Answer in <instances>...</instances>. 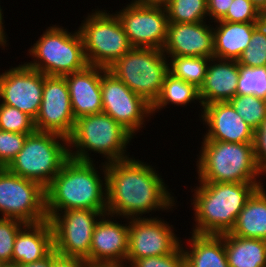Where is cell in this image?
I'll use <instances>...</instances> for the list:
<instances>
[{
  "label": "cell",
  "instance_id": "1",
  "mask_svg": "<svg viewBox=\"0 0 266 267\" xmlns=\"http://www.w3.org/2000/svg\"><path fill=\"white\" fill-rule=\"evenodd\" d=\"M154 169L134 156L106 163L107 214L125 220L151 216L157 210L172 211L178 201Z\"/></svg>",
  "mask_w": 266,
  "mask_h": 267
},
{
  "label": "cell",
  "instance_id": "2",
  "mask_svg": "<svg viewBox=\"0 0 266 267\" xmlns=\"http://www.w3.org/2000/svg\"><path fill=\"white\" fill-rule=\"evenodd\" d=\"M106 190L104 162L96 167L95 161L69 158L45 188L47 217L49 219L55 213L72 209H91L107 213Z\"/></svg>",
  "mask_w": 266,
  "mask_h": 267
},
{
  "label": "cell",
  "instance_id": "3",
  "mask_svg": "<svg viewBox=\"0 0 266 267\" xmlns=\"http://www.w3.org/2000/svg\"><path fill=\"white\" fill-rule=\"evenodd\" d=\"M191 197L194 211L190 233L222 235L233 229L247 200L263 183L200 182Z\"/></svg>",
  "mask_w": 266,
  "mask_h": 267
},
{
  "label": "cell",
  "instance_id": "4",
  "mask_svg": "<svg viewBox=\"0 0 266 267\" xmlns=\"http://www.w3.org/2000/svg\"><path fill=\"white\" fill-rule=\"evenodd\" d=\"M134 136L111 116L105 113L80 117L68 137L69 158L78 161H95L91 153L102 155L109 163L130 158L127 146ZM90 152V153H89Z\"/></svg>",
  "mask_w": 266,
  "mask_h": 267
},
{
  "label": "cell",
  "instance_id": "5",
  "mask_svg": "<svg viewBox=\"0 0 266 267\" xmlns=\"http://www.w3.org/2000/svg\"><path fill=\"white\" fill-rule=\"evenodd\" d=\"M197 155L200 182L262 183L253 143L202 140Z\"/></svg>",
  "mask_w": 266,
  "mask_h": 267
},
{
  "label": "cell",
  "instance_id": "6",
  "mask_svg": "<svg viewBox=\"0 0 266 267\" xmlns=\"http://www.w3.org/2000/svg\"><path fill=\"white\" fill-rule=\"evenodd\" d=\"M59 25L45 29L40 38L27 51L29 67L46 76H60L83 70L87 65L83 40L79 30L68 31Z\"/></svg>",
  "mask_w": 266,
  "mask_h": 267
},
{
  "label": "cell",
  "instance_id": "7",
  "mask_svg": "<svg viewBox=\"0 0 266 267\" xmlns=\"http://www.w3.org/2000/svg\"><path fill=\"white\" fill-rule=\"evenodd\" d=\"M68 159V138L35 131L26 137L23 148L6 168L46 188Z\"/></svg>",
  "mask_w": 266,
  "mask_h": 267
},
{
  "label": "cell",
  "instance_id": "8",
  "mask_svg": "<svg viewBox=\"0 0 266 267\" xmlns=\"http://www.w3.org/2000/svg\"><path fill=\"white\" fill-rule=\"evenodd\" d=\"M92 12L88 13L78 27L83 40L85 58L88 65L108 69L132 46L121 21L114 12L110 13L99 8Z\"/></svg>",
  "mask_w": 266,
  "mask_h": 267
},
{
  "label": "cell",
  "instance_id": "9",
  "mask_svg": "<svg viewBox=\"0 0 266 267\" xmlns=\"http://www.w3.org/2000/svg\"><path fill=\"white\" fill-rule=\"evenodd\" d=\"M107 70L152 105L169 73V61L162 49L132 47Z\"/></svg>",
  "mask_w": 266,
  "mask_h": 267
},
{
  "label": "cell",
  "instance_id": "10",
  "mask_svg": "<svg viewBox=\"0 0 266 267\" xmlns=\"http://www.w3.org/2000/svg\"><path fill=\"white\" fill-rule=\"evenodd\" d=\"M0 218L18 219L26 224L46 221L45 188L0 168Z\"/></svg>",
  "mask_w": 266,
  "mask_h": 267
},
{
  "label": "cell",
  "instance_id": "11",
  "mask_svg": "<svg viewBox=\"0 0 266 267\" xmlns=\"http://www.w3.org/2000/svg\"><path fill=\"white\" fill-rule=\"evenodd\" d=\"M107 213L91 209H72L55 213L48 220L53 231L54 250L78 257L90 265V246L94 228Z\"/></svg>",
  "mask_w": 266,
  "mask_h": 267
},
{
  "label": "cell",
  "instance_id": "12",
  "mask_svg": "<svg viewBox=\"0 0 266 267\" xmlns=\"http://www.w3.org/2000/svg\"><path fill=\"white\" fill-rule=\"evenodd\" d=\"M101 98L102 112L111 116L134 137L140 133L147 119L152 118L151 104L102 67Z\"/></svg>",
  "mask_w": 266,
  "mask_h": 267
},
{
  "label": "cell",
  "instance_id": "13",
  "mask_svg": "<svg viewBox=\"0 0 266 267\" xmlns=\"http://www.w3.org/2000/svg\"><path fill=\"white\" fill-rule=\"evenodd\" d=\"M132 47L162 49L167 36L165 6L131 2L115 11Z\"/></svg>",
  "mask_w": 266,
  "mask_h": 267
},
{
  "label": "cell",
  "instance_id": "14",
  "mask_svg": "<svg viewBox=\"0 0 266 267\" xmlns=\"http://www.w3.org/2000/svg\"><path fill=\"white\" fill-rule=\"evenodd\" d=\"M146 217L129 219L125 267L135 259L168 255L181 246L182 240L177 237L175 228L169 222L156 215Z\"/></svg>",
  "mask_w": 266,
  "mask_h": 267
},
{
  "label": "cell",
  "instance_id": "15",
  "mask_svg": "<svg viewBox=\"0 0 266 267\" xmlns=\"http://www.w3.org/2000/svg\"><path fill=\"white\" fill-rule=\"evenodd\" d=\"M44 74L22 63L0 73L2 104L37 117L43 94Z\"/></svg>",
  "mask_w": 266,
  "mask_h": 267
},
{
  "label": "cell",
  "instance_id": "16",
  "mask_svg": "<svg viewBox=\"0 0 266 267\" xmlns=\"http://www.w3.org/2000/svg\"><path fill=\"white\" fill-rule=\"evenodd\" d=\"M75 118L65 77L44 75L42 102L34 120L36 131L52 132L68 138Z\"/></svg>",
  "mask_w": 266,
  "mask_h": 267
},
{
  "label": "cell",
  "instance_id": "17",
  "mask_svg": "<svg viewBox=\"0 0 266 267\" xmlns=\"http://www.w3.org/2000/svg\"><path fill=\"white\" fill-rule=\"evenodd\" d=\"M116 218L118 217L104 214L97 222L90 246V265L125 267L128 253L129 219L125 220L128 223L122 224L119 220L117 222Z\"/></svg>",
  "mask_w": 266,
  "mask_h": 267
},
{
  "label": "cell",
  "instance_id": "18",
  "mask_svg": "<svg viewBox=\"0 0 266 267\" xmlns=\"http://www.w3.org/2000/svg\"><path fill=\"white\" fill-rule=\"evenodd\" d=\"M210 22L212 23H168L167 36L162 48L165 56L214 57L213 24Z\"/></svg>",
  "mask_w": 266,
  "mask_h": 267
},
{
  "label": "cell",
  "instance_id": "19",
  "mask_svg": "<svg viewBox=\"0 0 266 267\" xmlns=\"http://www.w3.org/2000/svg\"><path fill=\"white\" fill-rule=\"evenodd\" d=\"M199 120L208 130L203 140L231 143H253L255 130L249 126L228 102H214L202 107ZM201 114V115H200Z\"/></svg>",
  "mask_w": 266,
  "mask_h": 267
},
{
  "label": "cell",
  "instance_id": "20",
  "mask_svg": "<svg viewBox=\"0 0 266 267\" xmlns=\"http://www.w3.org/2000/svg\"><path fill=\"white\" fill-rule=\"evenodd\" d=\"M64 77L75 120L102 113L101 67L87 65L83 70Z\"/></svg>",
  "mask_w": 266,
  "mask_h": 267
},
{
  "label": "cell",
  "instance_id": "21",
  "mask_svg": "<svg viewBox=\"0 0 266 267\" xmlns=\"http://www.w3.org/2000/svg\"><path fill=\"white\" fill-rule=\"evenodd\" d=\"M239 75L238 61L210 58L204 83L199 89L201 108L210 103L232 99L237 92Z\"/></svg>",
  "mask_w": 266,
  "mask_h": 267
},
{
  "label": "cell",
  "instance_id": "22",
  "mask_svg": "<svg viewBox=\"0 0 266 267\" xmlns=\"http://www.w3.org/2000/svg\"><path fill=\"white\" fill-rule=\"evenodd\" d=\"M54 250L53 231L49 220L26 224L17 234L12 264L22 265L47 257Z\"/></svg>",
  "mask_w": 266,
  "mask_h": 267
},
{
  "label": "cell",
  "instance_id": "23",
  "mask_svg": "<svg viewBox=\"0 0 266 267\" xmlns=\"http://www.w3.org/2000/svg\"><path fill=\"white\" fill-rule=\"evenodd\" d=\"M213 26L214 57L238 60L251 41L259 23L215 21Z\"/></svg>",
  "mask_w": 266,
  "mask_h": 267
},
{
  "label": "cell",
  "instance_id": "24",
  "mask_svg": "<svg viewBox=\"0 0 266 267\" xmlns=\"http://www.w3.org/2000/svg\"><path fill=\"white\" fill-rule=\"evenodd\" d=\"M191 235L187 239L186 247L183 245L185 242H181L185 267H229L221 235Z\"/></svg>",
  "mask_w": 266,
  "mask_h": 267
},
{
  "label": "cell",
  "instance_id": "25",
  "mask_svg": "<svg viewBox=\"0 0 266 267\" xmlns=\"http://www.w3.org/2000/svg\"><path fill=\"white\" fill-rule=\"evenodd\" d=\"M266 188L259 187L240 211L230 234L266 241Z\"/></svg>",
  "mask_w": 266,
  "mask_h": 267
},
{
  "label": "cell",
  "instance_id": "26",
  "mask_svg": "<svg viewBox=\"0 0 266 267\" xmlns=\"http://www.w3.org/2000/svg\"><path fill=\"white\" fill-rule=\"evenodd\" d=\"M229 267H266V241L243 238L230 233L221 235Z\"/></svg>",
  "mask_w": 266,
  "mask_h": 267
},
{
  "label": "cell",
  "instance_id": "27",
  "mask_svg": "<svg viewBox=\"0 0 266 267\" xmlns=\"http://www.w3.org/2000/svg\"><path fill=\"white\" fill-rule=\"evenodd\" d=\"M197 101L201 106L199 89L193 84L187 83L182 79L174 77L171 73H168L165 76L159 97L151 105V113L152 116H155V113L160 112L163 108H168L169 104L186 107L189 103L192 104Z\"/></svg>",
  "mask_w": 266,
  "mask_h": 267
},
{
  "label": "cell",
  "instance_id": "28",
  "mask_svg": "<svg viewBox=\"0 0 266 267\" xmlns=\"http://www.w3.org/2000/svg\"><path fill=\"white\" fill-rule=\"evenodd\" d=\"M169 73L174 77L193 84L197 89L203 85L210 58L207 57H167Z\"/></svg>",
  "mask_w": 266,
  "mask_h": 267
},
{
  "label": "cell",
  "instance_id": "29",
  "mask_svg": "<svg viewBox=\"0 0 266 267\" xmlns=\"http://www.w3.org/2000/svg\"><path fill=\"white\" fill-rule=\"evenodd\" d=\"M164 6L169 23H197L208 20L207 0H168Z\"/></svg>",
  "mask_w": 266,
  "mask_h": 267
},
{
  "label": "cell",
  "instance_id": "30",
  "mask_svg": "<svg viewBox=\"0 0 266 267\" xmlns=\"http://www.w3.org/2000/svg\"><path fill=\"white\" fill-rule=\"evenodd\" d=\"M242 119L256 130L266 118V99L255 95H235L228 101Z\"/></svg>",
  "mask_w": 266,
  "mask_h": 267
},
{
  "label": "cell",
  "instance_id": "31",
  "mask_svg": "<svg viewBox=\"0 0 266 267\" xmlns=\"http://www.w3.org/2000/svg\"><path fill=\"white\" fill-rule=\"evenodd\" d=\"M237 95H255L266 99V66L247 68L240 66Z\"/></svg>",
  "mask_w": 266,
  "mask_h": 267
},
{
  "label": "cell",
  "instance_id": "32",
  "mask_svg": "<svg viewBox=\"0 0 266 267\" xmlns=\"http://www.w3.org/2000/svg\"><path fill=\"white\" fill-rule=\"evenodd\" d=\"M0 130L21 134H32L36 131L34 119L17 108L0 102Z\"/></svg>",
  "mask_w": 266,
  "mask_h": 267
},
{
  "label": "cell",
  "instance_id": "33",
  "mask_svg": "<svg viewBox=\"0 0 266 267\" xmlns=\"http://www.w3.org/2000/svg\"><path fill=\"white\" fill-rule=\"evenodd\" d=\"M237 61L247 68L266 66V31L260 25L253 31L249 45Z\"/></svg>",
  "mask_w": 266,
  "mask_h": 267
},
{
  "label": "cell",
  "instance_id": "34",
  "mask_svg": "<svg viewBox=\"0 0 266 267\" xmlns=\"http://www.w3.org/2000/svg\"><path fill=\"white\" fill-rule=\"evenodd\" d=\"M26 223L13 218H0V261L12 264L14 241Z\"/></svg>",
  "mask_w": 266,
  "mask_h": 267
},
{
  "label": "cell",
  "instance_id": "35",
  "mask_svg": "<svg viewBox=\"0 0 266 267\" xmlns=\"http://www.w3.org/2000/svg\"><path fill=\"white\" fill-rule=\"evenodd\" d=\"M29 134L0 130V168H6L23 148Z\"/></svg>",
  "mask_w": 266,
  "mask_h": 267
},
{
  "label": "cell",
  "instance_id": "36",
  "mask_svg": "<svg viewBox=\"0 0 266 267\" xmlns=\"http://www.w3.org/2000/svg\"><path fill=\"white\" fill-rule=\"evenodd\" d=\"M260 10L251 0H233L221 21L259 23Z\"/></svg>",
  "mask_w": 266,
  "mask_h": 267
},
{
  "label": "cell",
  "instance_id": "37",
  "mask_svg": "<svg viewBox=\"0 0 266 267\" xmlns=\"http://www.w3.org/2000/svg\"><path fill=\"white\" fill-rule=\"evenodd\" d=\"M127 267H185V256L180 246L168 255L135 259Z\"/></svg>",
  "mask_w": 266,
  "mask_h": 267
},
{
  "label": "cell",
  "instance_id": "38",
  "mask_svg": "<svg viewBox=\"0 0 266 267\" xmlns=\"http://www.w3.org/2000/svg\"><path fill=\"white\" fill-rule=\"evenodd\" d=\"M254 152L257 166L265 177L266 175V118L255 130Z\"/></svg>",
  "mask_w": 266,
  "mask_h": 267
},
{
  "label": "cell",
  "instance_id": "39",
  "mask_svg": "<svg viewBox=\"0 0 266 267\" xmlns=\"http://www.w3.org/2000/svg\"><path fill=\"white\" fill-rule=\"evenodd\" d=\"M232 2L233 0H207L209 21L212 20L213 23L221 20L226 15Z\"/></svg>",
  "mask_w": 266,
  "mask_h": 267
},
{
  "label": "cell",
  "instance_id": "40",
  "mask_svg": "<svg viewBox=\"0 0 266 267\" xmlns=\"http://www.w3.org/2000/svg\"><path fill=\"white\" fill-rule=\"evenodd\" d=\"M52 267H89V264L82 258L64 256L53 250Z\"/></svg>",
  "mask_w": 266,
  "mask_h": 267
},
{
  "label": "cell",
  "instance_id": "41",
  "mask_svg": "<svg viewBox=\"0 0 266 267\" xmlns=\"http://www.w3.org/2000/svg\"><path fill=\"white\" fill-rule=\"evenodd\" d=\"M21 267H52V252L42 260L25 263L20 265Z\"/></svg>",
  "mask_w": 266,
  "mask_h": 267
},
{
  "label": "cell",
  "instance_id": "42",
  "mask_svg": "<svg viewBox=\"0 0 266 267\" xmlns=\"http://www.w3.org/2000/svg\"><path fill=\"white\" fill-rule=\"evenodd\" d=\"M2 11H3V9H2V7H1V5H0V41L3 42V43L6 45V47H7V46H9V45H8V41H9V40H7V39H8V38H7L8 35H7L6 32L4 31V30H5V28H4L5 25H3V24H4V21H3V20H4V19H3V18H4V17H3L4 15H3V12H2ZM6 36H7V37H6Z\"/></svg>",
  "mask_w": 266,
  "mask_h": 267
},
{
  "label": "cell",
  "instance_id": "43",
  "mask_svg": "<svg viewBox=\"0 0 266 267\" xmlns=\"http://www.w3.org/2000/svg\"><path fill=\"white\" fill-rule=\"evenodd\" d=\"M131 2L143 5H162L164 6L168 0H131Z\"/></svg>",
  "mask_w": 266,
  "mask_h": 267
},
{
  "label": "cell",
  "instance_id": "44",
  "mask_svg": "<svg viewBox=\"0 0 266 267\" xmlns=\"http://www.w3.org/2000/svg\"><path fill=\"white\" fill-rule=\"evenodd\" d=\"M259 24L266 31V8L260 11Z\"/></svg>",
  "mask_w": 266,
  "mask_h": 267
},
{
  "label": "cell",
  "instance_id": "45",
  "mask_svg": "<svg viewBox=\"0 0 266 267\" xmlns=\"http://www.w3.org/2000/svg\"><path fill=\"white\" fill-rule=\"evenodd\" d=\"M251 2L261 11L266 8V0H251Z\"/></svg>",
  "mask_w": 266,
  "mask_h": 267
},
{
  "label": "cell",
  "instance_id": "46",
  "mask_svg": "<svg viewBox=\"0 0 266 267\" xmlns=\"http://www.w3.org/2000/svg\"><path fill=\"white\" fill-rule=\"evenodd\" d=\"M89 267H123V266L89 265Z\"/></svg>",
  "mask_w": 266,
  "mask_h": 267
},
{
  "label": "cell",
  "instance_id": "47",
  "mask_svg": "<svg viewBox=\"0 0 266 267\" xmlns=\"http://www.w3.org/2000/svg\"><path fill=\"white\" fill-rule=\"evenodd\" d=\"M3 267H21V266L15 264H4Z\"/></svg>",
  "mask_w": 266,
  "mask_h": 267
},
{
  "label": "cell",
  "instance_id": "48",
  "mask_svg": "<svg viewBox=\"0 0 266 267\" xmlns=\"http://www.w3.org/2000/svg\"><path fill=\"white\" fill-rule=\"evenodd\" d=\"M0 47H1V48L3 47V48H2V50H3V49H5L6 45H5L3 42L0 41Z\"/></svg>",
  "mask_w": 266,
  "mask_h": 267
},
{
  "label": "cell",
  "instance_id": "49",
  "mask_svg": "<svg viewBox=\"0 0 266 267\" xmlns=\"http://www.w3.org/2000/svg\"><path fill=\"white\" fill-rule=\"evenodd\" d=\"M3 265H4V264L0 261V267H3Z\"/></svg>",
  "mask_w": 266,
  "mask_h": 267
}]
</instances>
